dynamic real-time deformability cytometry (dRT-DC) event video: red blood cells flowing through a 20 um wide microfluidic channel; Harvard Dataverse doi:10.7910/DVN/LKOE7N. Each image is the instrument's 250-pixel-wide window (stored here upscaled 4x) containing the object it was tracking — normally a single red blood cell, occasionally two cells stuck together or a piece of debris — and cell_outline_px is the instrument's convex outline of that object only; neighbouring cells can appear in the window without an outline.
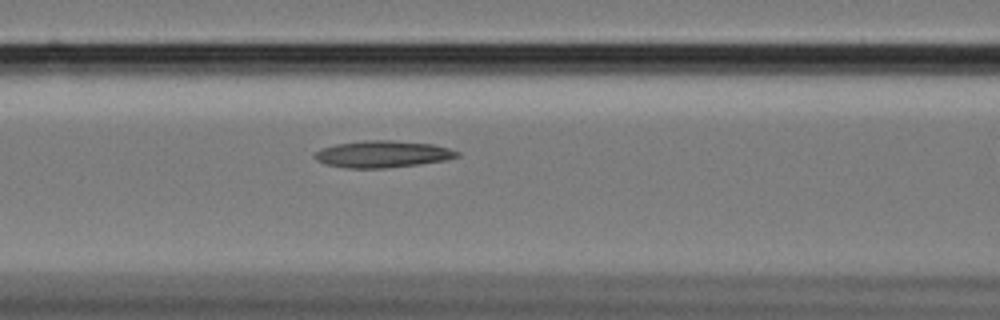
{"species": "Egyptian fruit bat (a non-hibernating species)", "species_latin": "Rousettus aegyptiacus", "temperature_condition": "cold", "stored_images_in_passage": 31, "camera_frame_rate_fps": 3000, "um_per_image_px": 0.085, "animal": {"sex": "female"}, "frame": {"image": 1, "passage_image": 7, "time_ms": 2.0, "image_size_px": [1000, 320], "cell_outline_px": [[460, 156], [448, 160], [420, 164], [384, 168], [348, 168], [328, 164], [316, 160], [312, 156], [316, 152], [324, 148], [336, 144], [364, 140], [392, 140], [432, 144], [448, 148], [460, 152]], "centroid_in_image_um": [32.56, 13.1], "position_along_channel_um": 134.0, "area_um2": 22.2}}
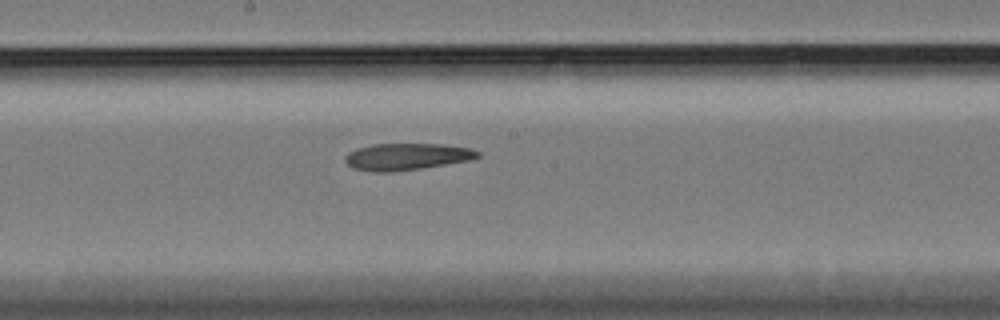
{"frame": {"image": 2, "passage_image": 14, "time_ms": 4.333, "image_size_px": [1000, 320], "cell_outline_px": [[480, 156], [472, 160], [420, 168], [392, 172], [372, 172], [352, 168], [344, 160], [344, 156], [348, 152], [356, 148], [372, 144], [444, 144], [472, 148], [480, 152]], "centroid_in_image_um": [34.56, 13.31], "position_along_channel_um": 213.6, "area_um2": 20.92}}
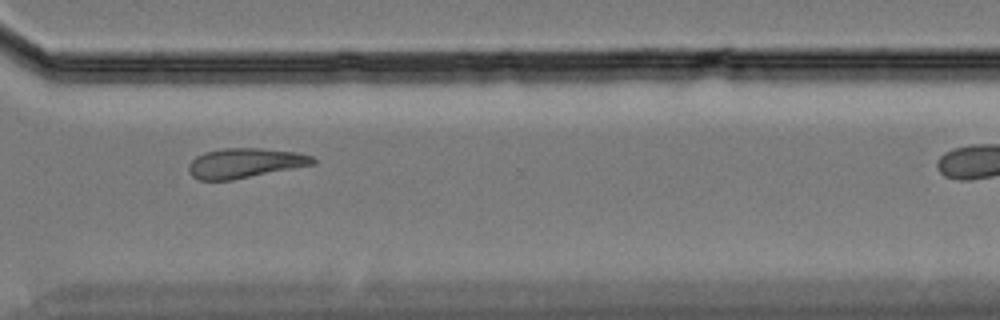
{"frame": {"image": 3, "passage_image": 26, "time_ms": 8.333, "image_size_px": [1000, 320], "cell_outline_px": [[316, 164], [232, 180], [200, 180], [192, 176], [188, 172], [188, 164], [196, 156], [204, 152], [220, 148], [260, 148], [296, 152], [312, 156], [316, 160]], "centroid_in_image_um": [20.8, 13.86], "position_along_channel_um": 349.8, "area_um2": 21.68}}